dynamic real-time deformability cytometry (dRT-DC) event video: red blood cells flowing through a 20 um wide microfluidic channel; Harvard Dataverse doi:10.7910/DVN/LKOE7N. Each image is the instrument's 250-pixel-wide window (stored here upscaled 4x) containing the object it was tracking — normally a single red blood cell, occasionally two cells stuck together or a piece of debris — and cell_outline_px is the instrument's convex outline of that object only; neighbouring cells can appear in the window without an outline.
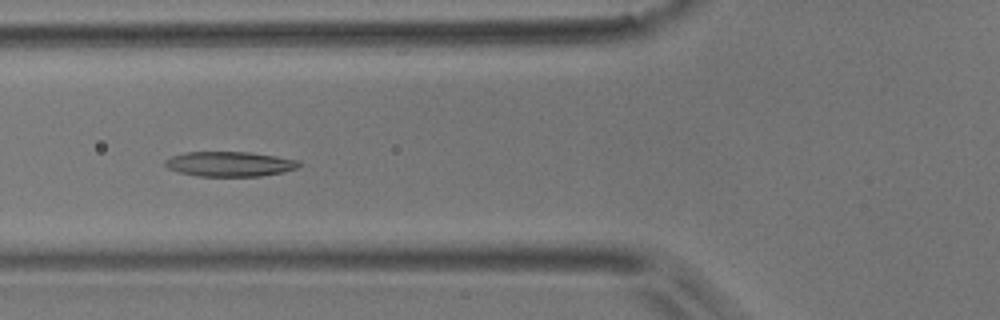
{"species": "common noctule bat (a hibernating species)", "species_latin": "Nyctalus noctula", "temperature_condition": "room temperature", "stored_images_in_passage": 8, "camera_frame_rate_fps": 3000, "um_per_image_px": 0.085, "animal": {"sex": "male", "body_mass_g": 17.9}, "frame": {"image": 1, "passage_image": 6, "time_ms": 5.667, "image_size_px": [1000, 320], "cell_outline_px": [[304, 164], [296, 168], [284, 172], [260, 176], [200, 176], [180, 172], [168, 168], [164, 164], [164, 160], [172, 156], [184, 152], [248, 152], [276, 156], [296, 160]], "centroid_in_image_um": [19.53, 13.94], "position_along_channel_um": 106.3, "area_um2": 19.36}}
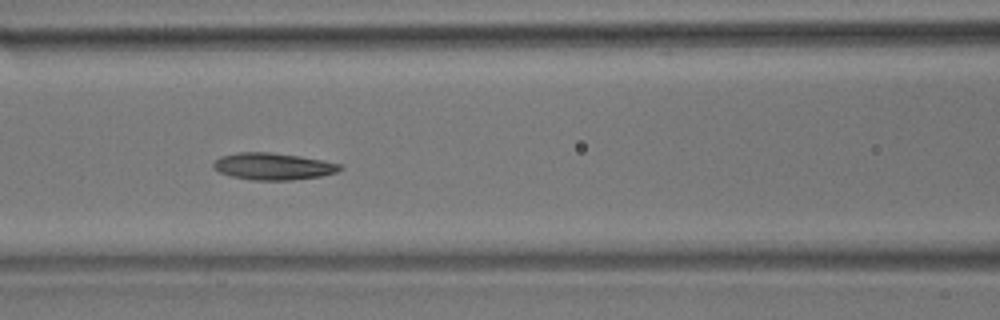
{"frame": {"image": 2, "passage_image": 7, "time_ms": 6.667, "image_size_px": [1000, 320], "cell_outline_px": [[344, 168], [336, 172], [320, 176], [292, 180], [252, 180], [232, 176], [220, 172], [212, 168], [212, 164], [220, 156], [236, 152], [268, 152], [300, 156], [344, 164]], "centroid_in_image_um": [23.22, 14.13], "position_along_channel_um": 143.4, "area_um2": 19.94}}
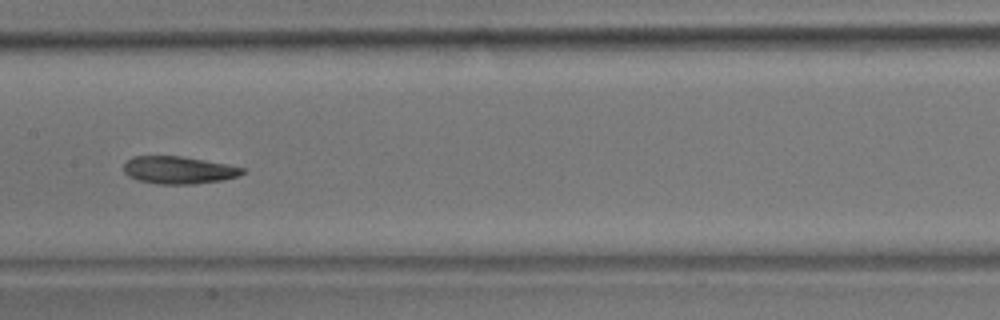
{"frame": {"image": 3, "passage_image": 8, "time_ms": 8.0, "image_size_px": [1000, 320], "cell_outline_px": [[244, 172], [240, 176], [220, 180], [192, 184], [156, 184], [136, 180], [128, 176], [124, 172], [124, 164], [132, 156], [180, 156], [204, 160], [244, 168]], "centroid_in_image_um": [15.13, 14.46], "position_along_channel_um": 192.3, "area_um2": 18.9}}